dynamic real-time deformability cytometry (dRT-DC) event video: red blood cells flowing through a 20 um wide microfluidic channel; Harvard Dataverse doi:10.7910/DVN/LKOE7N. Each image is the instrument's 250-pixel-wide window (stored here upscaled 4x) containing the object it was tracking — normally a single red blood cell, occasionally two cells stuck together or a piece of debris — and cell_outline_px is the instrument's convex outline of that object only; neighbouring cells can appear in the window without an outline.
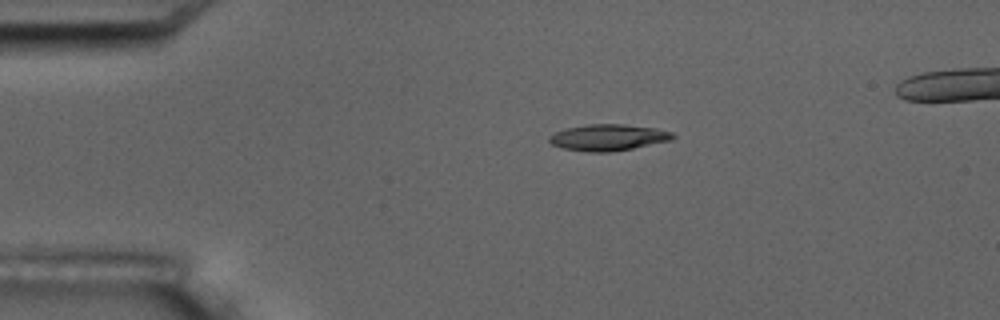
{"species": "common noctule bat (a hibernating species)", "species_latin": "Nyctalus noctula", "temperature_condition": "room temperature", "stored_images_in_passage": 3, "camera_frame_rate_fps": 3000, "um_per_image_px": 0.085, "animal": {"sex": "male", "body_mass_g": 17.5, "forearm_length_mm": 52.3}, "frame": {"image": 1, "passage_image": 1, "time_ms": 0.0, "image_size_px": [1000, 320], "cell_outline_px": [[676, 136], [672, 140], [612, 152], [588, 152], [564, 148], [552, 144], [548, 140], [548, 136], [564, 128], [588, 124], [624, 124], [656, 128], [672, 132]], "centroid_in_image_um": [51.7, 11.68], "position_along_channel_um": 33.3, "area_um2": 19.02}}